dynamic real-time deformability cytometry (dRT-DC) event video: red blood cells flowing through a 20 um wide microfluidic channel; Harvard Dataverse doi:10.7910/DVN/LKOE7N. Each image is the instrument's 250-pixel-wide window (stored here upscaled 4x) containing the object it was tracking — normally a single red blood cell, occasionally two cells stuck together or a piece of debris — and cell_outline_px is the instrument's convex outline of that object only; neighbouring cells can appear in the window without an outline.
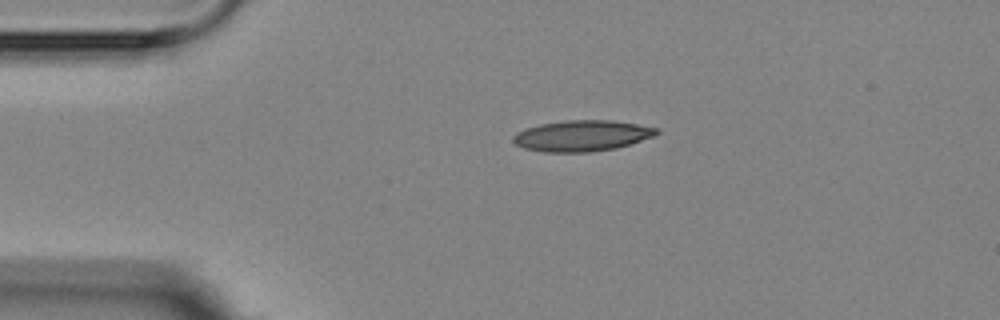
{"species": "Egyptian fruit bat (a non-hibernating species)", "species_latin": "Rousettus aegyptiacus", "temperature_condition": "room temperature", "stored_images_in_passage": 2, "camera_frame_rate_fps": 3000, "um_per_image_px": 0.085, "animal": {"sex": "female"}, "frame": {"image": 1, "passage_image": 1, "time_ms": 0.0, "image_size_px": [1000, 320], "cell_outline_px": [[660, 132], [656, 136], [616, 148], [588, 152], [544, 152], [524, 148], [516, 144], [512, 140], [512, 136], [524, 128], [540, 124], [564, 120], [612, 120], [660, 128]], "centroid_in_image_um": [49.48, 11.53], "position_along_channel_um": 35.5, "area_um2": 26.01}}